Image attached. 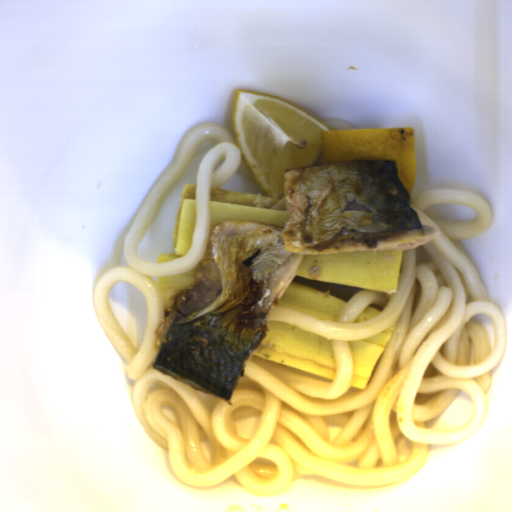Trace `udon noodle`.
<instances>
[{"label": "udon noodle", "instance_id": "obj_1", "mask_svg": "<svg viewBox=\"0 0 512 512\" xmlns=\"http://www.w3.org/2000/svg\"><path fill=\"white\" fill-rule=\"evenodd\" d=\"M217 139L198 170L196 230L189 252L169 263H151L136 248L162 199L192 160L200 142ZM236 137L221 123L193 130L138 207L124 241L126 265L107 269L91 290L98 325L128 364L137 422L167 453L185 485L216 487L235 479L253 497L284 493L300 477L316 475L354 487L391 485L412 477L436 445L467 442L487 414L486 392L507 352L508 323L459 241L493 225L486 201L461 189L420 191L409 206L423 225L440 232L427 244L404 249L397 292L368 289L351 296L335 321L273 306L267 321L288 323L329 341L336 376L326 379L250 358L228 401L201 393L152 368L155 331L164 321L159 278L191 271L206 258L211 189L241 168ZM189 184V183H186ZM470 206L471 221H442L432 204ZM172 250V249H171ZM171 252V251H170ZM163 252V253H170ZM118 281L145 294L143 343L131 345L108 305ZM375 318L354 322L367 307ZM397 326L365 390L353 378L348 342ZM459 392L475 409L465 426L427 430Z\"/></svg>", "mask_w": 512, "mask_h": 512}, {"label": "udon noodle", "instance_id": "obj_2", "mask_svg": "<svg viewBox=\"0 0 512 512\" xmlns=\"http://www.w3.org/2000/svg\"><path fill=\"white\" fill-rule=\"evenodd\" d=\"M333 130L355 129L351 123L343 118H317Z\"/></svg>", "mask_w": 512, "mask_h": 512}]
</instances>
